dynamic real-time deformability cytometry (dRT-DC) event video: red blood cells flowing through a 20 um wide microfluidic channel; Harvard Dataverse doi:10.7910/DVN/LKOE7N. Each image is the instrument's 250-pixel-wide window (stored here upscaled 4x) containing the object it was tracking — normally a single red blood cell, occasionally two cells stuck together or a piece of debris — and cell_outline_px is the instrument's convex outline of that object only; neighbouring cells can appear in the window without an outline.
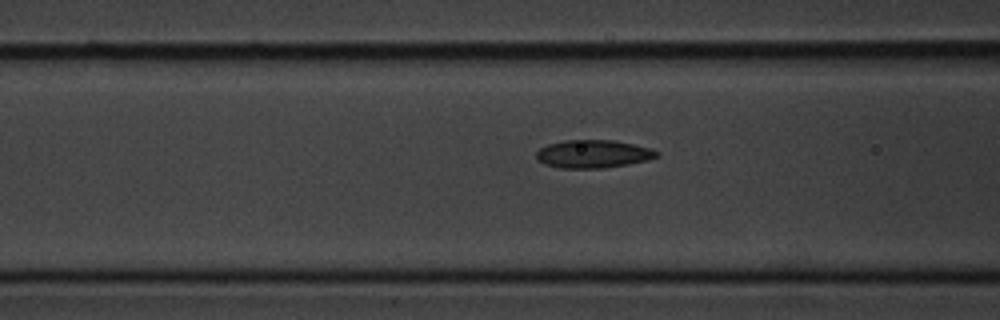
{"species": "common noctule bat (a hibernating species)", "species_latin": "Nyctalus noctula", "temperature_condition": "cold", "stored_images_in_passage": 18, "camera_frame_rate_fps": 3000, "um_per_image_px": 0.085, "animal": {"sex": "male", "body_mass_g": 20.1, "forearm_length_mm": 53.5}, "frame": {"image": 1, "passage_image": 16, "time_ms": 5.0, "image_size_px": [1000, 320], "cell_outline_px": [[660, 156], [648, 160], [628, 164], [604, 168], [560, 168], [544, 164], [536, 156], [536, 152], [540, 148], [548, 144], [564, 140], [612, 140], [652, 148], [660, 152]], "centroid_in_image_um": [50.45, 13.08], "position_along_channel_um": 116.1, "area_um2": 19.71}}